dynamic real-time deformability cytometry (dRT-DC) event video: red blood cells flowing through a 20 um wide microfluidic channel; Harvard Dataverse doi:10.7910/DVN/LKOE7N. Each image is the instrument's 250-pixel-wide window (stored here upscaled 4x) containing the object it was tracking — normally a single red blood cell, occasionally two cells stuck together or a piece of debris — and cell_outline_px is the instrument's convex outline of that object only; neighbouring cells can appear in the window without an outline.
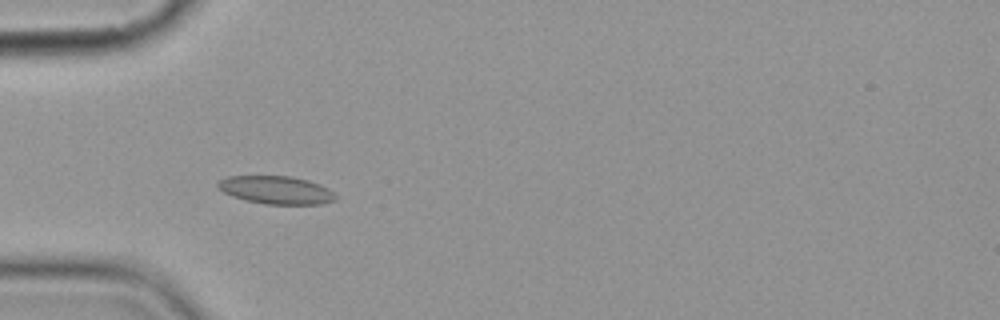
{"species": "common noctule bat (a hibernating species)", "species_latin": "Nyctalus noctula", "temperature_condition": "cold", "stored_images_in_passage": 6, "camera_frame_rate_fps": 3000, "um_per_image_px": 0.085, "animal": {"sex": "female", "body_mass_g": 19.9}, "frame": {"image": 1, "passage_image": 4, "time_ms": 3.333, "image_size_px": [1000, 320], "cell_outline_px": [[336, 200], [320, 204], [264, 204], [244, 200], [232, 196], [216, 188], [216, 184], [220, 180], [228, 176], [288, 176], [308, 180], [320, 184], [328, 188], [336, 196]], "centroid_in_image_um": [23.45, 16.15], "position_along_channel_um": 61.6, "area_um2": 19.25}}
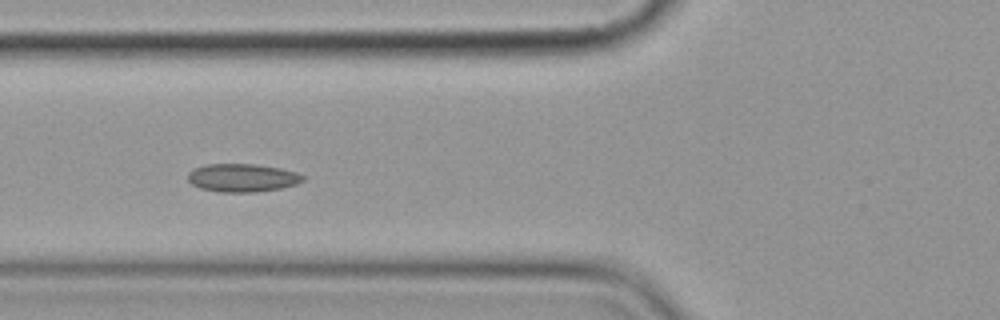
{"frame": {"image": 2, "passage_image": 5, "time_ms": 4.667, "image_size_px": [1000, 320], "cell_outline_px": [[304, 180], [296, 184], [280, 188], [256, 192], [220, 192], [200, 188], [192, 184], [188, 180], [188, 172], [204, 164], [256, 164], [280, 168], [296, 172], [304, 176]], "centroid_in_image_um": [20.59, 15.11], "position_along_channel_um": 105.2, "area_um2": 18.84}}
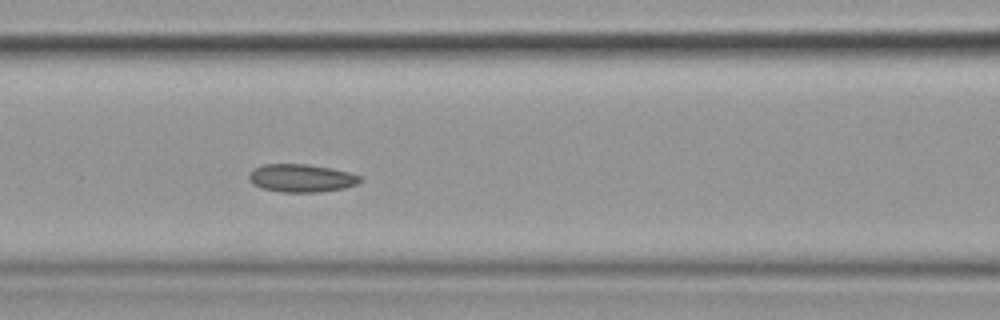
{"frame": {"image": 3, "passage_image": 6, "time_ms": 5.667, "image_size_px": [1000, 320], "cell_outline_px": [[364, 180], [356, 184], [344, 188], [320, 192], [284, 192], [260, 188], [252, 184], [248, 180], [248, 172], [252, 168], [264, 164], [308, 164], [332, 168], [348, 172], [360, 176]], "centroid_in_image_um": [25.57, 15.13], "position_along_channel_um": 141.0, "area_um2": 18.38}}